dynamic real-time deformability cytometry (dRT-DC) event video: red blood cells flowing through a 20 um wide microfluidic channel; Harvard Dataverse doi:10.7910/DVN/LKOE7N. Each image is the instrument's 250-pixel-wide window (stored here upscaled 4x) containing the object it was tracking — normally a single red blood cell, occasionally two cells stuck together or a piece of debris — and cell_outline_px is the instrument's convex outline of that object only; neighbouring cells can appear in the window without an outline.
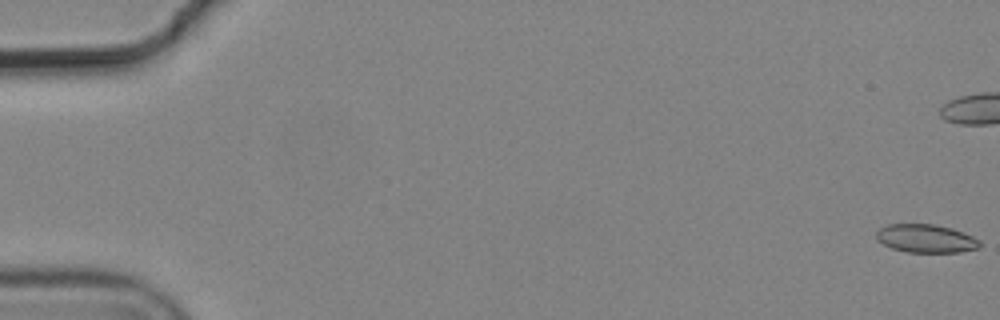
{"species": "common noctule bat (a hibernating species)", "species_latin": "Nyctalus noctula", "temperature_condition": "cold", "stored_images_in_passage": 7, "camera_frame_rate_fps": 3000, "um_per_image_px": 0.085, "animal": {"sex": "male", "body_mass_g": 19.2, "forearm_length_mm": 51.8}, "frame": {"image": 1, "passage_image": 1, "time_ms": 0.0, "image_size_px": [1000, 320], "cell_outline_px": [[980, 248], [960, 252], [908, 252], [892, 248], [876, 240], [876, 232], [880, 228], [888, 224], [932, 224], [952, 228], [972, 236], [980, 240]], "centroid_in_image_um": [78.7, 20.27], "position_along_channel_um": 6.3, "area_um2": 17.05}}
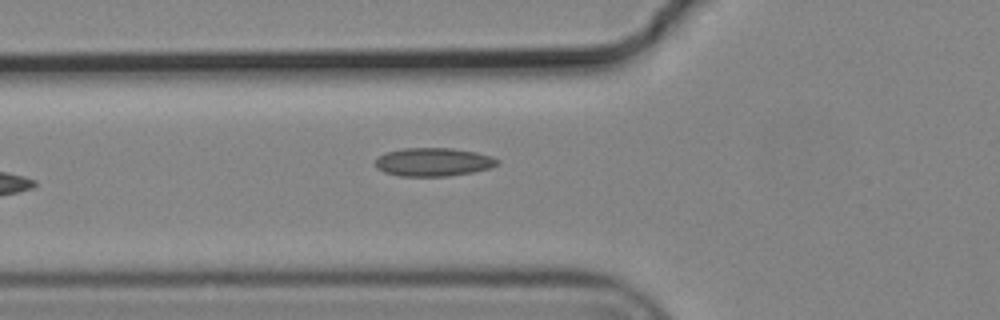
{"frame": {"image": 2, "passage_image": 7, "time_ms": 2.0, "image_size_px": [1000, 320], "cell_outline_px": [[500, 164], [492, 168], [472, 172], [448, 176], [400, 176], [384, 172], [376, 168], [376, 160], [384, 152], [404, 148], [452, 148], [476, 152], [492, 156], [500, 160]], "centroid_in_image_um": [36.87, 13.77], "position_along_channel_um": 88.9, "area_um2": 20.35}}